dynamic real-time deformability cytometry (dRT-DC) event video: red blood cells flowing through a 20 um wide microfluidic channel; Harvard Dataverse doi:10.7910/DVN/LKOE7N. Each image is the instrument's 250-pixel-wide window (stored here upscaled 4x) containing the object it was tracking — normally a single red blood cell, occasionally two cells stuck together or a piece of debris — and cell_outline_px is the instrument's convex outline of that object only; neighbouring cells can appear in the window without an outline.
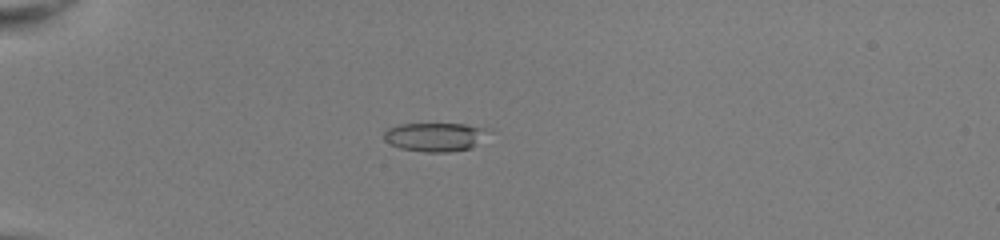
{"species": "common noctule bat (a hibernating species)", "species_latin": "Nyctalus noctula", "temperature_condition": "room temperature", "stored_images_in_passage": 41, "camera_frame_rate_fps": 3000, "um_per_image_px": 0.085, "animal": {"sex": "female", "body_mass_g": 22.0, "forearm_length_mm": 56.7}, "frame": {"image": 1, "passage_image": 5, "time_ms": 1.333, "image_size_px": [1000, 240], "cell_outline_px": [[484, 128], [472, 148], [448, 152], [424, 152], [400, 148], [384, 140], [384, 132], [388, 128], [400, 124], [464, 124]], "centroid_in_image_um": [36.82, 11.64], "position_along_channel_um": 48.2, "area_um2": 16.76}}
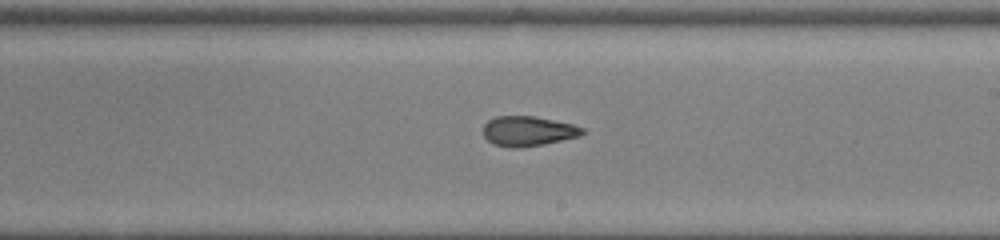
{"frame": {"image": 2, "passage_image": 22, "time_ms": 7.0, "image_size_px": [1000, 240], "cell_outline_px": [[584, 132], [580, 136], [544, 144], [520, 148], [512, 148], [492, 144], [484, 136], [484, 124], [488, 120], [496, 116], [536, 116], [572, 124], [584, 128]], "centroid_in_image_um": [44.88, 11.14], "position_along_channel_um": 244.1, "area_um2": 17.34}}
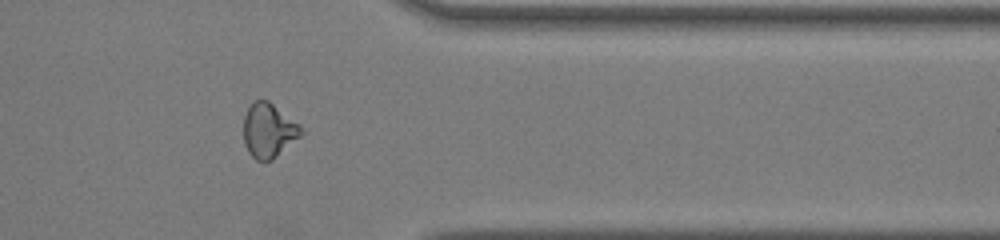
{"frame": {"image": 3, "passage_image": 33, "time_ms": 10.667, "image_size_px": [1000, 240], "cell_outline_px": [[304, 132], [300, 136], [272, 160], [256, 160], [248, 152], [244, 144], [244, 116], [248, 108], [256, 100], [268, 100], [300, 124]], "centroid_in_image_um": [22.84, 11.09], "position_along_channel_um": 388.6, "area_um2": 18.09}, "authors_computed_cell_mechanics": {"area_um2": 17.629, "velocity_mm_per_s": 4.0704, "shape_relaxation_time_tau1_ms": null, "shape_relaxation_time_tau2_ms": 1.532, "deformation_change_tau1": null, "deformation_change_tau2": 0.083}}